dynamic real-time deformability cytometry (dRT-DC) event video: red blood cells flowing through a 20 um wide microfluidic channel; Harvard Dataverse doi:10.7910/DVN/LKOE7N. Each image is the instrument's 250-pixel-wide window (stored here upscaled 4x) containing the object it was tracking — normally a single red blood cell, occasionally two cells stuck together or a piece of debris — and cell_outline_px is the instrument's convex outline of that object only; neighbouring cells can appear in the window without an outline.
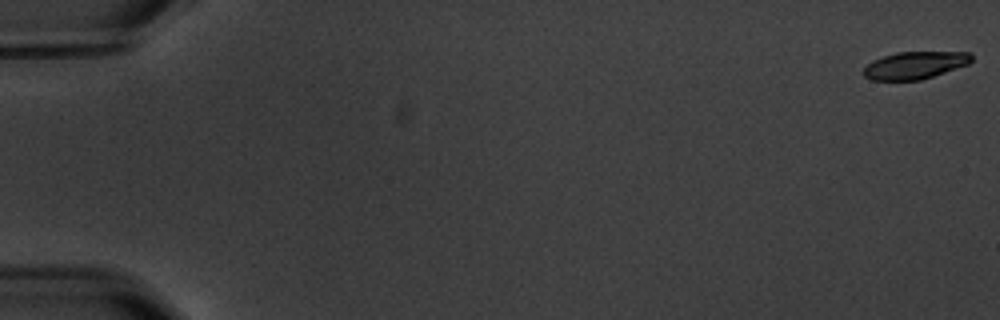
{"species": "common noctule bat (a hibernating species)", "species_latin": "Nyctalus noctula", "temperature_condition": "warm", "stored_images_in_passage": 6, "camera_frame_rate_fps": 3000, "um_per_image_px": 0.085, "animal": {"sex": "male", "body_mass_g": 20.1, "forearm_length_mm": 53.5}, "frame": {"image": 1, "passage_image": 1, "time_ms": 0.0, "image_size_px": [1000, 320], "cell_outline_px": [[972, 60], [968, 64], [920, 80], [872, 80], [864, 76], [860, 72], [872, 60], [896, 52], [968, 52], [972, 56]], "centroid_in_image_um": [77.71, 5.54], "position_along_channel_um": 7.3, "area_um2": 17.11}}
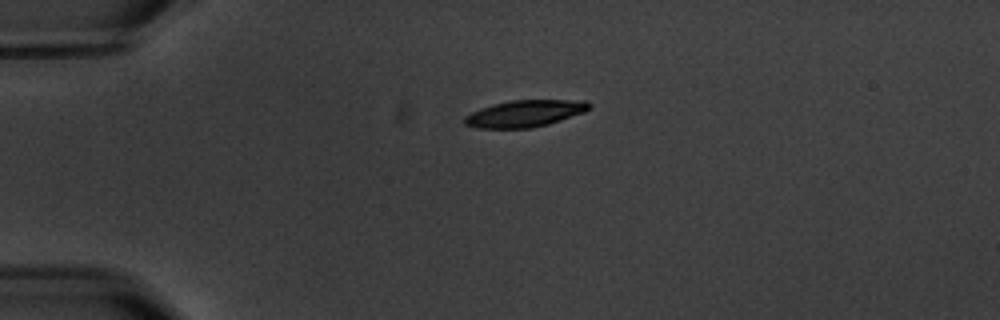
{"frame": {"image": 2, "passage_image": 5, "time_ms": 4.667, "image_size_px": [1000, 320], "cell_outline_px": [[592, 108], [584, 112], [548, 124], [532, 128], [476, 128], [464, 124], [464, 116], [480, 108], [492, 104], [512, 100], [588, 100], [592, 104]], "centroid_in_image_um": [44.63, 9.64], "position_along_channel_um": 40.4, "area_um2": 19.59}}